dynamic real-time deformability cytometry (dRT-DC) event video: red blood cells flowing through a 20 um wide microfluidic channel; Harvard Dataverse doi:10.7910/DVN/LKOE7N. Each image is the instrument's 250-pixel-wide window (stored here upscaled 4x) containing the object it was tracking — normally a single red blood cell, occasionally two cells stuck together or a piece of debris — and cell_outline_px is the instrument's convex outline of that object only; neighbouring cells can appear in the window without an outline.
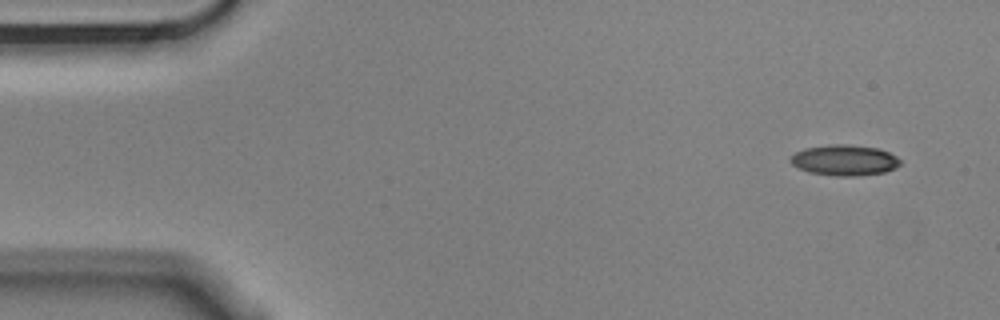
{"species": "Egyptian fruit bat (a non-hibernating species)", "species_latin": "Rousettus aegyptiacus", "temperature_condition": "cold", "stored_images_in_passage": 5, "camera_frame_rate_fps": 3000, "um_per_image_px": 0.085, "animal": {"sex": "male"}, "frame": {"image": 1, "passage_image": 1, "time_ms": 0.0, "image_size_px": [1000, 320], "cell_outline_px": [[900, 164], [896, 168], [884, 172], [852, 176], [836, 176], [808, 172], [792, 164], [788, 160], [796, 152], [804, 148], [836, 144], [848, 144], [880, 148], [896, 156], [900, 160]], "centroid_in_image_um": [71.79, 13.61], "position_along_channel_um": 13.2, "area_um2": 19.59}}
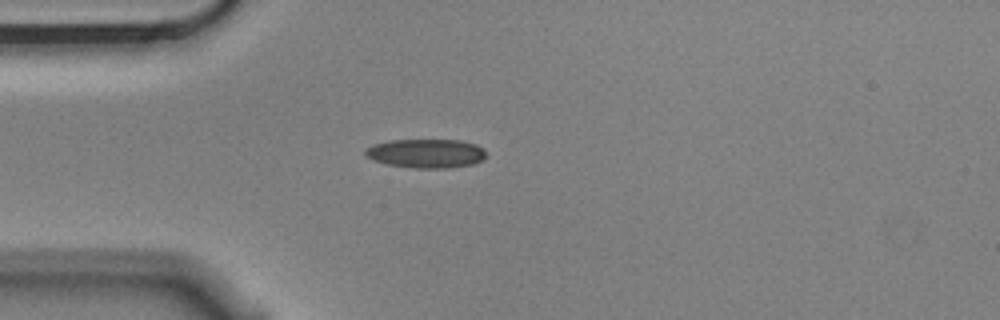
{"frame": {"image": 2, "passage_image": 4, "time_ms": 1.0, "image_size_px": [1000, 320], "cell_outline_px": [[484, 156], [480, 160], [472, 164], [448, 168], [412, 168], [388, 164], [372, 160], [364, 156], [364, 148], [372, 144], [392, 140], [460, 140], [476, 144], [484, 148]], "centroid_in_image_um": [36.15, 13.03], "position_along_channel_um": 48.8, "area_um2": 20.46}}